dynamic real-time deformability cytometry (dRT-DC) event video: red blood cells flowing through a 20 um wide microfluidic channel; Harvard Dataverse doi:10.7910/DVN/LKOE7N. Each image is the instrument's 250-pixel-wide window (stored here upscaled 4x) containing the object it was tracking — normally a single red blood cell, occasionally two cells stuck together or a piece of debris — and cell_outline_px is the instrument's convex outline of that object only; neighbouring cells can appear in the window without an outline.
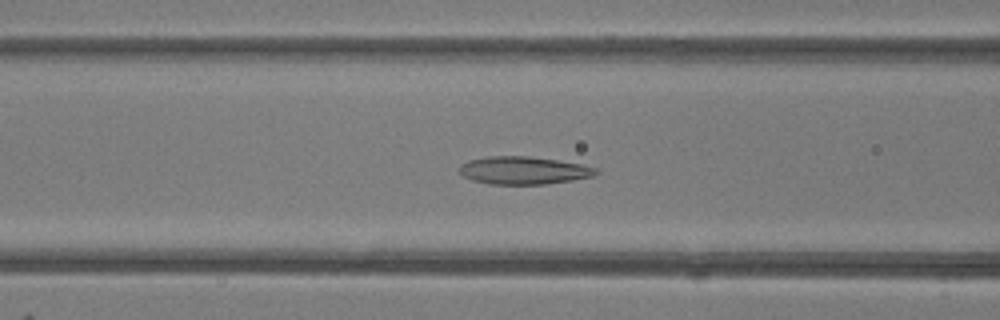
{"species": "common noctule bat (a hibernating species)", "species_latin": "Nyctalus noctula", "temperature_condition": "room temperature", "stored_images_in_passage": 40, "camera_frame_rate_fps": 3000, "um_per_image_px": 0.085, "animal": {"sex": "female"}, "frame": {"image": 1, "passage_image": 11, "time_ms": 3.333, "image_size_px": [1000, 320], "cell_outline_px": [[600, 172], [596, 176], [572, 180], [544, 184], [488, 184], [472, 180], [464, 176], [460, 172], [460, 164], [468, 160], [488, 156], [528, 156], [584, 164], [596, 168]], "centroid_in_image_um": [44.53, 14.48], "position_along_channel_um": 122.1, "area_um2": 22.2}}
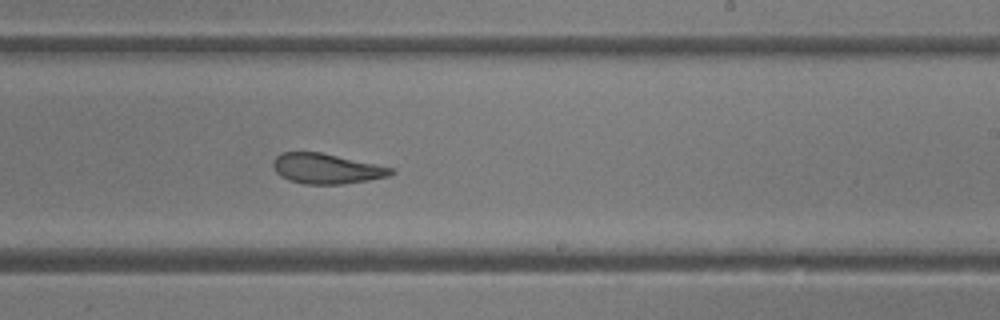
{"frame": {"image": 2, "passage_image": 21, "time_ms": 6.667, "image_size_px": [1000, 320], "cell_outline_px": [[396, 172], [388, 176], [368, 180], [344, 184], [304, 184], [288, 180], [280, 176], [276, 172], [272, 164], [272, 160], [280, 152], [320, 152], [376, 164], [392, 168]], "centroid_in_image_um": [27.71, 14.33], "position_along_channel_um": 261.3, "area_um2": 20.75}}
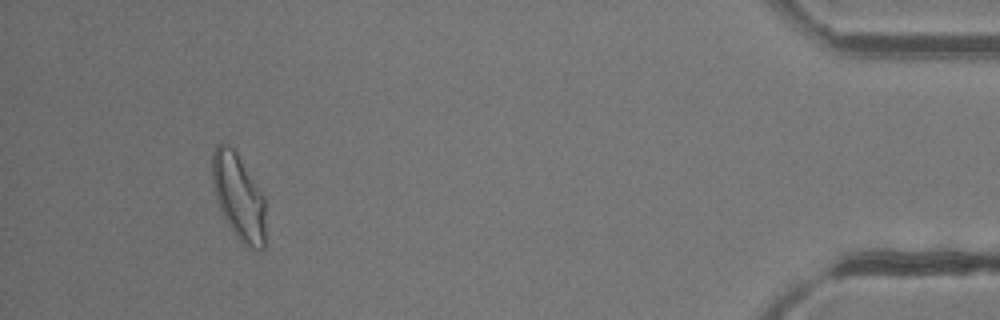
{"frame": {"image": 3, "passage_image": 37, "time_ms": 12.0, "image_size_px": [1000, 320], "cell_outline_px": [[264, 252], [260, 252], [244, 244], [236, 236], [228, 224], [220, 208], [216, 196], [212, 180], [212, 156], [216, 144], [220, 140], [228, 144], [236, 152], [264, 196]], "centroid_in_image_um": [20.27, 16.71], "position_along_channel_um": 414.9, "area_um2": 26.47}, "authors_computed_cell_mechanics": {"area_um2": 22.9755, "velocity_mm_per_s": 4.1752, "shape_relaxation_time_tau1_ms": 4.908, "shape_relaxation_time_tau2_ms": 1.8041, "deformation_change_tau1": 0.1931, "deformation_change_tau2": 0.1119}}